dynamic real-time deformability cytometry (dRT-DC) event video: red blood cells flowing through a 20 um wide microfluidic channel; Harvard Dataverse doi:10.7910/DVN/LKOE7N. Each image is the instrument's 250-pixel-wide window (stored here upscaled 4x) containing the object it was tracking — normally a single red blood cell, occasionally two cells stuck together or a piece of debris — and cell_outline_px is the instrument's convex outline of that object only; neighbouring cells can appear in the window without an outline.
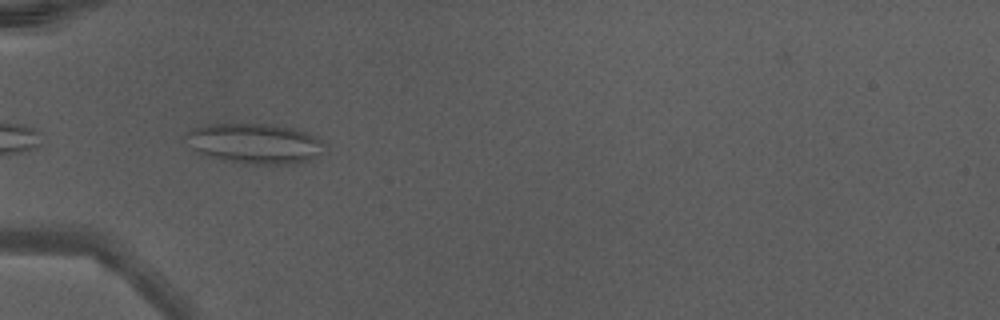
{"species": "Egyptian fruit bat (a non-hibernating species)", "species_latin": "Rousettus aegyptiacus", "temperature_condition": "warm", "stored_images_in_passage": 5, "camera_frame_rate_fps": 3000, "um_per_image_px": 0.085, "animal": {"sex": "male"}, "frame": {"image": 1, "passage_image": 1, "time_ms": 0.0, "image_size_px": [1000, 320], "cell_outline_px": [[324, 152], [312, 160], [300, 164], [244, 164], [220, 160], [200, 152], [192, 148], [184, 136], [188, 132], [196, 128], [208, 124], [264, 124], [292, 128], [316, 136], [324, 144]], "centroid_in_image_um": [21.71, 12.22], "position_along_channel_um": 63.3, "area_um2": 32.48}}